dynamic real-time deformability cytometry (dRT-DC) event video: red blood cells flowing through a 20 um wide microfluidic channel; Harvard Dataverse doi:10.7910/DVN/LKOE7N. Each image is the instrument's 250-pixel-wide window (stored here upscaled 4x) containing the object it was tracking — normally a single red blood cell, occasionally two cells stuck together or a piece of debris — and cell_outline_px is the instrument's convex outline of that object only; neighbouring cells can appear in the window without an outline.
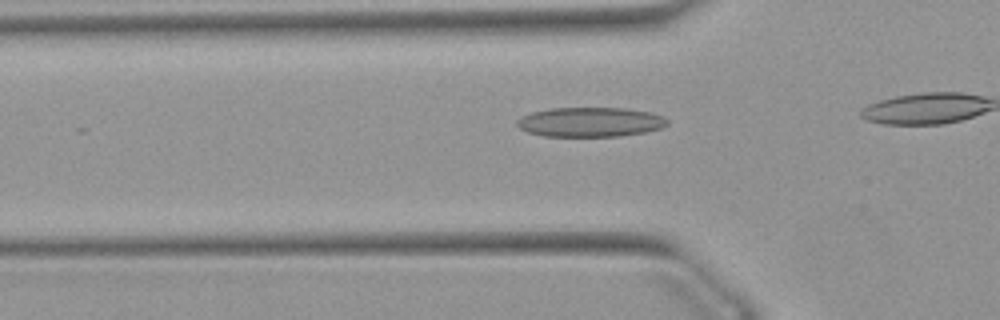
{"species": "Egyptian fruit bat (a non-hibernating species)", "species_latin": "Rousettus aegyptiacus", "temperature_condition": "warm", "stored_images_in_passage": 37, "camera_frame_rate_fps": 3000, "um_per_image_px": 0.085, "animal": {"sex": "female"}, "frame": {"image": 1, "passage_image": 13, "time_ms": 4.0, "image_size_px": [1000, 320], "cell_outline_px": [[668, 124], [660, 128], [644, 132], [620, 136], [544, 136], [528, 132], [520, 128], [516, 124], [516, 120], [520, 116], [532, 112], [548, 108], [624, 108], [652, 112], [664, 116], [668, 120]], "centroid_in_image_um": [50.16, 10.36], "position_along_channel_um": 75.6, "area_um2": 26.01}}
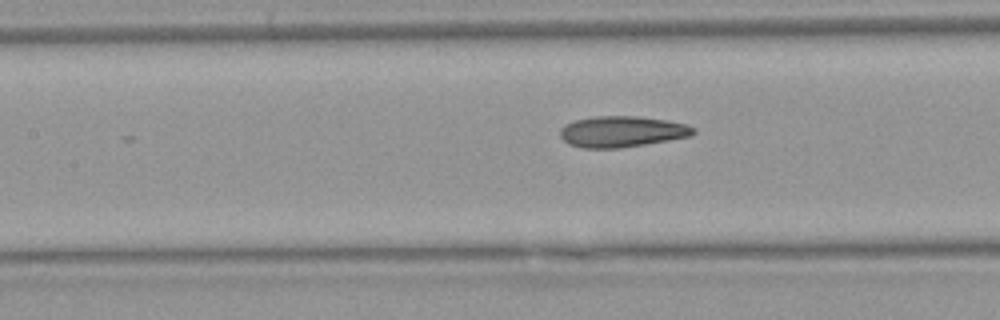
{"frame": {"image": 2, "passage_image": 19, "time_ms": 6.0, "image_size_px": [1000, 320], "cell_outline_px": [[696, 132], [692, 136], [620, 148], [580, 148], [568, 144], [560, 136], [560, 128], [564, 124], [576, 120], [596, 116], [640, 116], [668, 120], [688, 124], [696, 128]], "centroid_in_image_um": [52.88, 11.18], "position_along_channel_um": 154.5, "area_um2": 24.33}}
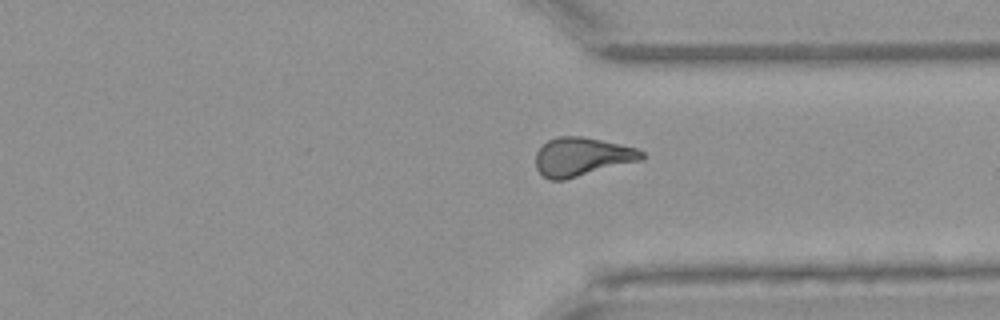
{"frame": {"image": 3, "passage_image": 35, "time_ms": 11.333, "image_size_px": [1000, 320], "cell_outline_px": [[644, 160], [564, 180], [548, 180], [536, 168], [536, 152], [548, 140], [556, 136], [580, 136], [620, 144], [636, 148], [644, 152]], "centroid_in_image_um": [49.48, 13.33], "position_along_channel_um": 361.9, "area_um2": 23.93}}